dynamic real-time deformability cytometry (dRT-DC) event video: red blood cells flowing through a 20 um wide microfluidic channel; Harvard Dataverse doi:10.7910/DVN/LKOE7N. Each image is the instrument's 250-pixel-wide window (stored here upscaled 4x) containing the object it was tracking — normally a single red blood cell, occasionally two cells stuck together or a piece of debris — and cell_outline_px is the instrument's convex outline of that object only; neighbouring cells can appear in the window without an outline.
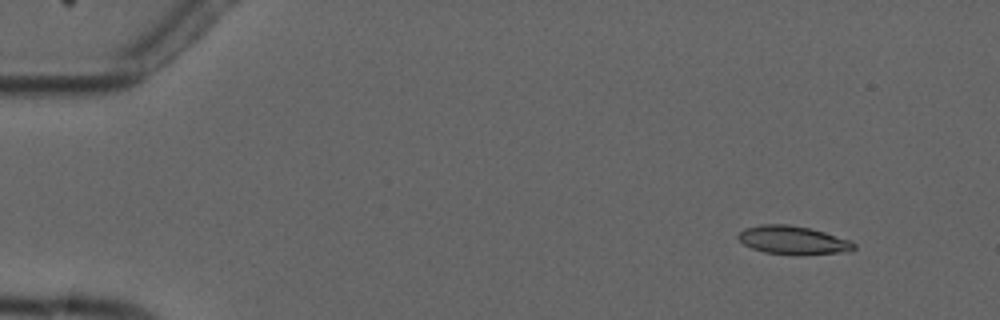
{"species": "common noctule bat (a hibernating species)", "species_latin": "Nyctalus noctula", "temperature_condition": "cold", "stored_images_in_passage": 5, "camera_frame_rate_fps": 3000, "um_per_image_px": 0.085, "animal": {"sex": "male", "forearm_length_mm": 52.5}, "frame": {"image": 1, "passage_image": 2, "time_ms": 1.333, "image_size_px": [1000, 320], "cell_outline_px": [[856, 248], [852, 252], [800, 256], [764, 252], [752, 248], [744, 244], [736, 236], [744, 228], [760, 224], [788, 224], [808, 228], [824, 232], [852, 240], [856, 244]], "centroid_in_image_um": [67.47, 20.44], "position_along_channel_um": 17.5, "area_um2": 19.65}}